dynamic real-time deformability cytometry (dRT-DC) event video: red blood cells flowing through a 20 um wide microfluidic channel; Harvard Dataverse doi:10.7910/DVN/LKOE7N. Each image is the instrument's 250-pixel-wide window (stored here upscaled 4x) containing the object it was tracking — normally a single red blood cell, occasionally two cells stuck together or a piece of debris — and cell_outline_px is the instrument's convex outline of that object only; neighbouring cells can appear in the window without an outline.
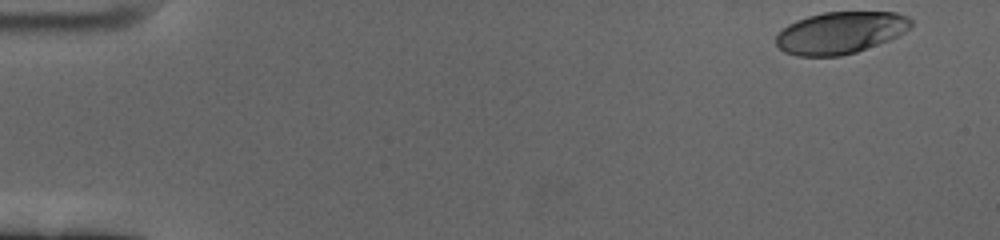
{"species": "human", "species_latin": "Homo sapiens", "temperature_condition": "cold", "stored_images_in_passage": 58, "camera_frame_rate_fps": 3000, "um_per_image_px": 0.085, "donor": {"sex": "female"}, "frame": {"image": 1, "passage_image": 1, "time_ms": 0.0, "image_size_px": [1000, 240], "cell_outline_px": [[912, 24], [904, 32], [888, 40], [856, 52], [840, 56], [796, 56], [784, 52], [776, 44], [776, 36], [788, 24], [796, 20], [808, 16], [824, 12], [896, 12], [908, 16], [912, 20]], "centroid_in_image_um": [71.42, 2.78], "position_along_channel_um": 13.6, "area_um2": 32.89}}
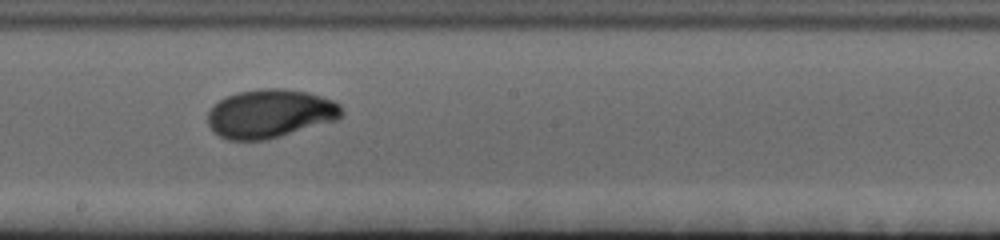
{"frame": {"image": 2, "passage_image": 32, "time_ms": 10.333, "image_size_px": [1000, 240], "cell_outline_px": [[344, 112], [340, 120], [280, 136], [264, 140], [228, 140], [212, 132], [208, 124], [208, 112], [212, 104], [236, 92], [264, 88], [284, 88], [308, 92], [332, 100], [340, 104]], "centroid_in_image_um": [22.97, 9.66], "position_along_channel_um": 225.2, "area_um2": 38.32}}
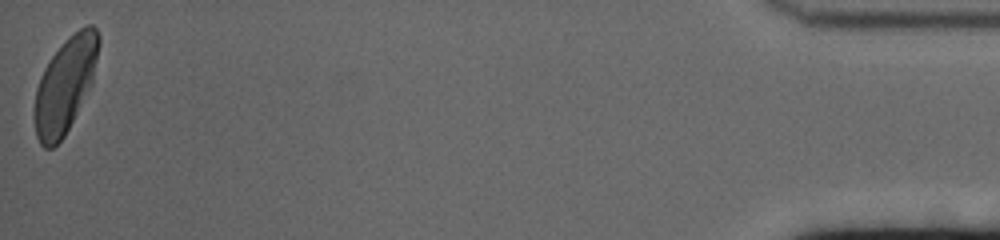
{"frame": {"image": 3, "passage_image": 58, "time_ms": 19.0, "image_size_px": [1000, 240], "cell_outline_px": [[100, 44], [92, 84], [64, 136], [52, 148], [44, 148], [40, 144], [36, 136], [36, 88], [40, 76], [44, 68], [52, 56], [80, 28], [88, 24], [92, 24], [96, 28], [100, 36]], "centroid_in_image_um": [5.57, 7.22], "position_along_channel_um": 429.6, "area_um2": 34.68}, "authors_computed_cell_mechanics": {"area_um2": 36.0672, "velocity_mm_per_s": 3.3547, "shape_relaxation_time_tau1_ms": 3.5312, "shape_relaxation_time_tau2_ms": 1.0179, "deformation_change_tau1": 0.1776, "deformation_change_tau2": 0.0402}}